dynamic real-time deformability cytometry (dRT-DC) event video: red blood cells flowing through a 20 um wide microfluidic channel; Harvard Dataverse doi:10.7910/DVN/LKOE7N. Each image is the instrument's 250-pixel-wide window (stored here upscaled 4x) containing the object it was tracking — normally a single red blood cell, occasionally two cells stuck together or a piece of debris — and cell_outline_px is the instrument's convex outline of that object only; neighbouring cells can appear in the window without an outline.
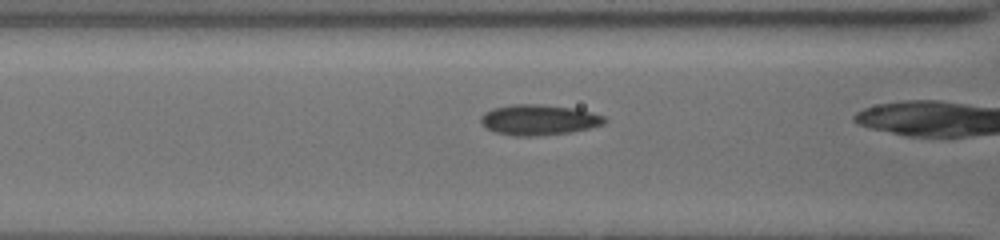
{"species": "common noctule bat (a hibernating species)", "species_latin": "Nyctalus noctula", "temperature_condition": "cold", "stored_images_in_passage": 21, "camera_frame_rate_fps": 3000, "um_per_image_px": 0.085, "animal": {"sex": "female", "body_mass_g": 19.5, "forearm_length_mm": 54.1}, "frame": {"image": 1, "passage_image": 4, "time_ms": 1.333, "image_size_px": [1000, 240], "cell_outline_px": [[608, 120], [604, 124], [588, 128], [568, 132], [532, 136], [512, 136], [496, 132], [484, 128], [480, 124], [480, 116], [484, 112], [492, 108], [512, 104], [540, 104], [576, 108], [592, 112], [604, 116]], "centroid_in_image_um": [45.75, 10.17], "position_along_channel_um": 120.8, "area_um2": 22.2}}
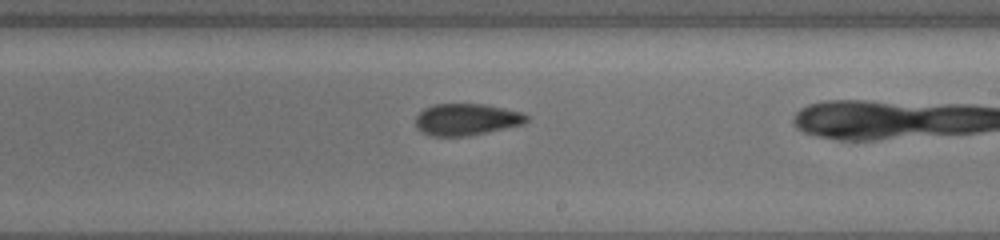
{"frame": {"image": 2, "passage_image": 12, "time_ms": 4.667, "image_size_px": [1000, 240], "cell_outline_px": [[528, 120], [524, 124], [468, 136], [428, 136], [420, 132], [416, 128], [416, 116], [424, 108], [432, 104], [484, 104], [524, 112], [528, 116]], "centroid_in_image_um": [39.63, 10.15], "position_along_channel_um": 249.4, "area_um2": 20.75}}